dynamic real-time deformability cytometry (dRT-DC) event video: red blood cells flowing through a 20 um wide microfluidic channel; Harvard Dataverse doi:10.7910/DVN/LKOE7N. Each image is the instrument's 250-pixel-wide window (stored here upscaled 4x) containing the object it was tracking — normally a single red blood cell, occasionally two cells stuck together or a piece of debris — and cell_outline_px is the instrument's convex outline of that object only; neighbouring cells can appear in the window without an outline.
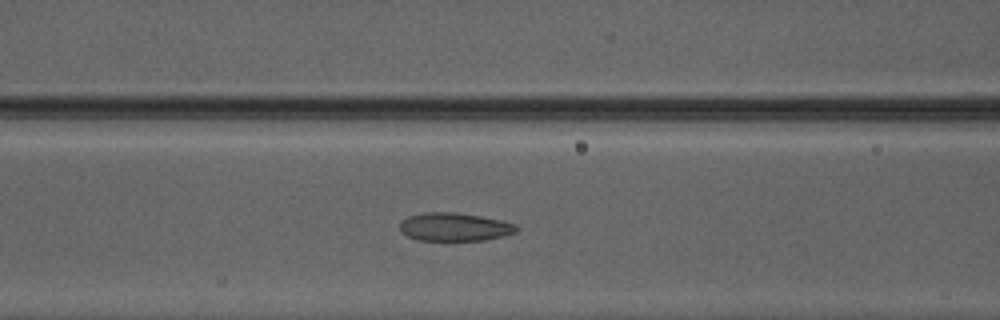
{"species": "Egyptian fruit bat (a non-hibernating species)", "species_latin": "Rousettus aegyptiacus", "temperature_condition": "warm", "stored_images_in_passage": 42, "camera_frame_rate_fps": 3000, "um_per_image_px": 0.085, "animal": {"sex": "male"}, "frame": {"image": 1, "passage_image": 13, "time_ms": 4.0, "image_size_px": [1000, 320], "cell_outline_px": [[520, 228], [516, 232], [504, 236], [484, 240], [420, 240], [408, 236], [400, 232], [400, 220], [408, 216], [424, 212], [452, 212], [480, 216], [500, 220], [516, 224]], "centroid_in_image_um": [38.63, 19.28], "position_along_channel_um": 128.0, "area_um2": 19.25}}
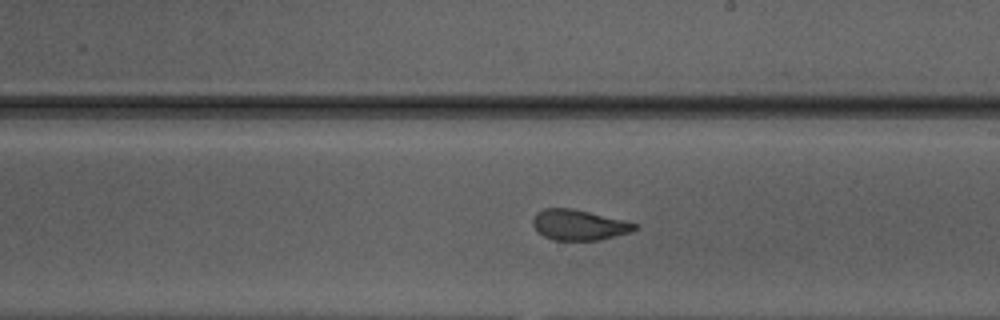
{"frame": {"image": 2, "passage_image": 21, "time_ms": 6.667, "image_size_px": [1000, 320], "cell_outline_px": [[640, 228], [632, 232], [600, 240], [556, 240], [544, 236], [532, 224], [532, 220], [536, 212], [544, 208], [572, 208], [624, 220], [636, 224]], "centroid_in_image_um": [49.24, 19.11], "position_along_channel_um": 239.8, "area_um2": 18.09}}
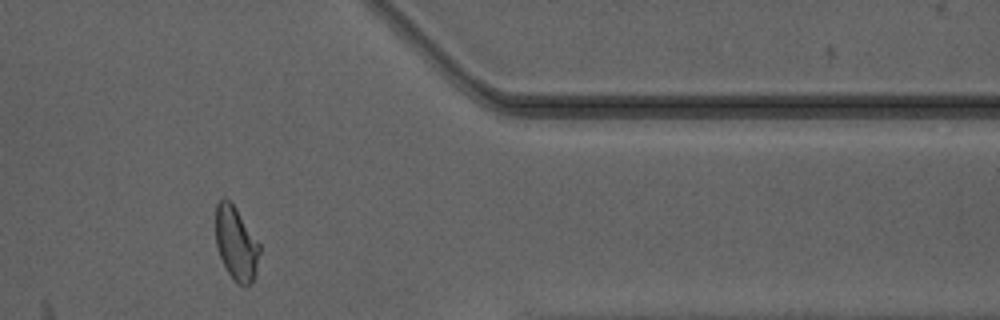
{"frame": {"image": 3, "passage_image": 33, "time_ms": 10.667, "image_size_px": [1000, 320], "cell_outline_px": [[260, 252], [256, 272], [252, 280], [244, 288], [236, 284], [228, 272], [220, 256], [216, 244], [216, 204], [220, 200], [228, 200], [236, 208], [260, 244]], "centroid_in_image_um": [20.08, 20.73], "position_along_channel_um": 391.3, "area_um2": 18.67}, "authors_computed_cell_mechanics": {"area_um2": 19.2474, "velocity_mm_per_s": 4.2036, "shape_relaxation_time_tau1_ms": null, "shape_relaxation_time_tau2_ms": 1.1635, "deformation_change_tau1": null, "deformation_change_tau2": 0.0649}}